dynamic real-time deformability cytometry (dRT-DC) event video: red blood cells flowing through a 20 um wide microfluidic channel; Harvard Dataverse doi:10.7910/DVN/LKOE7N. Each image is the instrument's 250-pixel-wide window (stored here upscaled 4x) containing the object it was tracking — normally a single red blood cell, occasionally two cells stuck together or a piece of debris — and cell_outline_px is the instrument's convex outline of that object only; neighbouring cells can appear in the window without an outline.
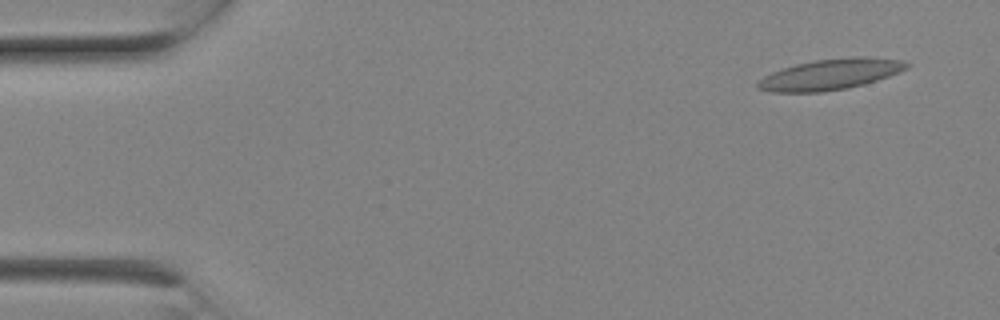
{"species": "Egyptian fruit bat (a non-hibernating species)", "species_latin": "Rousettus aegyptiacus", "temperature_condition": "room temperature", "stored_images_in_passage": 7, "camera_frame_rate_fps": 3000, "um_per_image_px": 0.085, "animal": {"sex": "female"}, "frame": {"image": 1, "passage_image": 1, "time_ms": 0.0, "image_size_px": [1000, 320], "cell_outline_px": [[912, 64], [908, 68], [888, 76], [864, 84], [848, 88], [820, 92], [772, 92], [756, 88], [756, 84], [764, 76], [772, 72], [796, 64], [816, 60], [852, 56], [864, 56], [904, 60]], "centroid_in_image_um": [70.61, 6.31], "position_along_channel_um": 14.4, "area_um2": 26.7}}
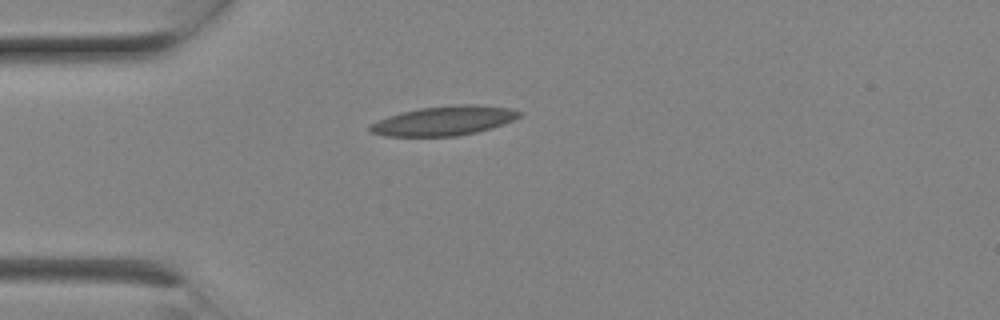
{"frame": {"image": 2, "passage_image": 5, "time_ms": 1.333, "image_size_px": [1000, 320], "cell_outline_px": [[524, 112], [520, 116], [504, 124], [492, 128], [476, 132], [456, 136], [384, 136], [368, 132], [368, 128], [372, 124], [388, 116], [400, 112], [420, 108], [456, 104], [476, 104], [512, 108]], "centroid_in_image_um": [37.77, 10.25], "position_along_channel_um": 47.2, "area_um2": 25.72}}
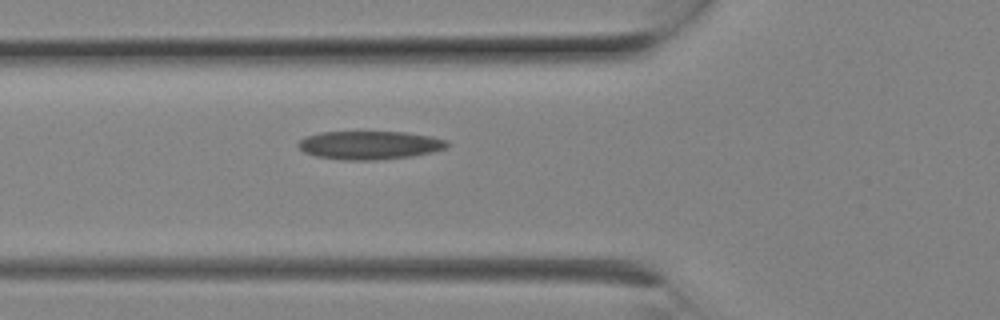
{"frame": {"image": 3, "passage_image": 7, "time_ms": 2.0, "image_size_px": [1000, 320], "cell_outline_px": [[448, 148], [432, 152], [412, 156], [376, 160], [340, 160], [316, 156], [304, 152], [296, 144], [304, 136], [320, 132], [404, 132], [432, 136], [448, 140]], "centroid_in_image_um": [31.42, 12.34], "position_along_channel_um": 94.4, "area_um2": 24.85}}